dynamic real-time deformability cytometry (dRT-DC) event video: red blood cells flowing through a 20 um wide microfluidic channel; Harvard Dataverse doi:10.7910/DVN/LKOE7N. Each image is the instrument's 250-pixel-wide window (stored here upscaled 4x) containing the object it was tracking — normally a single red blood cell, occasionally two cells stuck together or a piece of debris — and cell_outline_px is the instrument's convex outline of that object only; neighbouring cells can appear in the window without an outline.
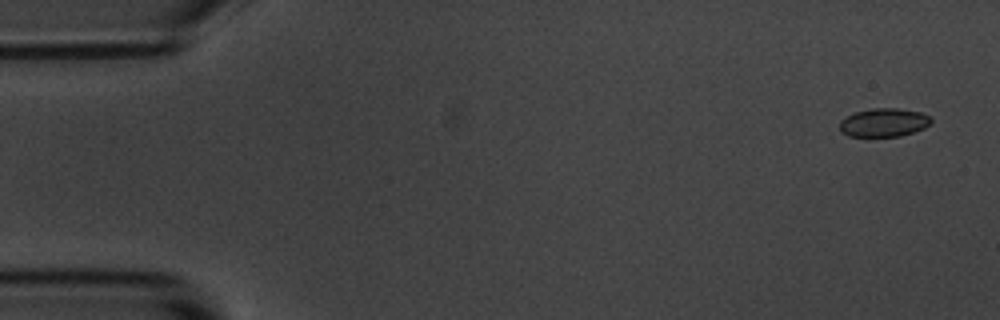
{"species": "common noctule bat (a hibernating species)", "species_latin": "Nyctalus noctula", "temperature_condition": "room temperature", "stored_images_in_passage": 6, "camera_frame_rate_fps": 3000, "um_per_image_px": 0.085, "animal": {"sex": "male", "body_mass_g": 20.1, "forearm_length_mm": 53.5}, "frame": {"image": 1, "passage_image": 1, "time_ms": 0.0, "image_size_px": [1000, 320], "cell_outline_px": [[932, 120], [924, 128], [900, 136], [848, 136], [840, 132], [840, 120], [856, 112], [872, 108], [896, 108], [920, 112], [928, 116]], "centroid_in_image_um": [75.09, 10.41], "position_along_channel_um": 9.9, "area_um2": 14.97}}
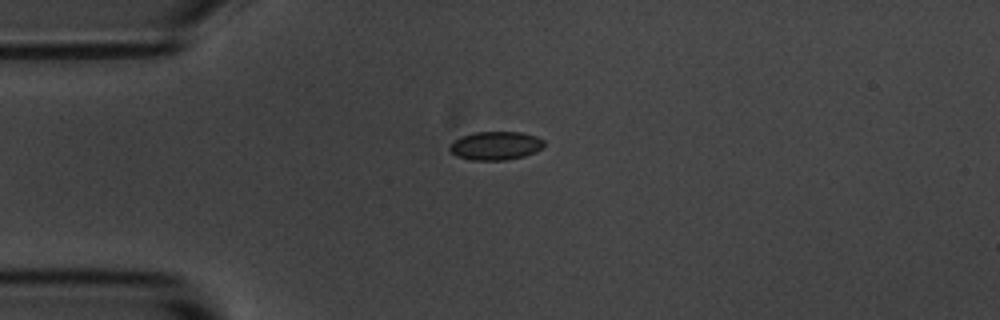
{"frame": {"image": 2, "passage_image": 4, "time_ms": 3.667, "image_size_px": [1000, 320], "cell_outline_px": [[544, 148], [536, 152], [524, 156], [504, 160], [472, 160], [456, 156], [448, 148], [452, 140], [460, 136], [476, 132], [520, 132], [536, 136], [544, 140]], "centroid_in_image_um": [42.12, 12.38], "position_along_channel_um": 42.9, "area_um2": 15.84}}